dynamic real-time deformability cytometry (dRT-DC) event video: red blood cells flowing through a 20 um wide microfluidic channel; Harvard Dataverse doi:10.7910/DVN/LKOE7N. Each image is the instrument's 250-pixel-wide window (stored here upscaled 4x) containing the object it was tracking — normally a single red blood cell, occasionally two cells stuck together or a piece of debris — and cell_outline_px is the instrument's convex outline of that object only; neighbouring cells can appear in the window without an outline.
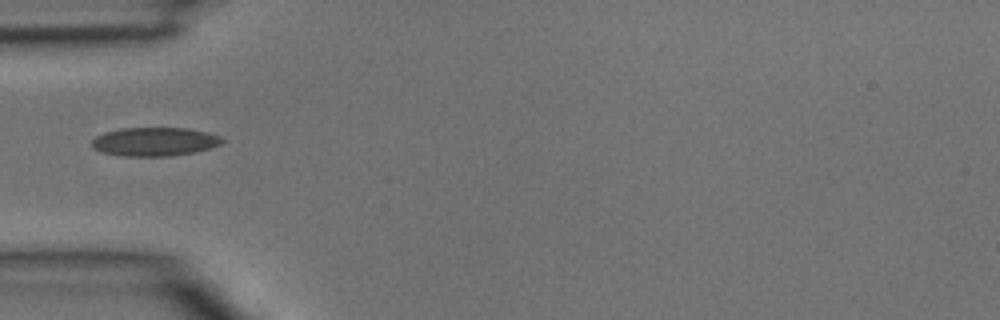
{"species": "common noctule bat (a hibernating species)", "species_latin": "Nyctalus noctula", "temperature_condition": "room temperature", "stored_images_in_passage": 3, "camera_frame_rate_fps": 3000, "um_per_image_px": 0.085, "animal": {"sex": "male", "body_mass_g": 15.6}, "frame": {"image": 1, "passage_image": 3, "time_ms": 0.667, "image_size_px": [1000, 320], "cell_outline_px": [[224, 140], [220, 144], [208, 148], [192, 152], [172, 156], [124, 156], [100, 152], [92, 148], [92, 140], [96, 136], [104, 132], [120, 128], [188, 128], [208, 132], [220, 136]], "centroid_in_image_um": [13.1, 12.04], "position_along_channel_um": 71.9, "area_um2": 21.79}}